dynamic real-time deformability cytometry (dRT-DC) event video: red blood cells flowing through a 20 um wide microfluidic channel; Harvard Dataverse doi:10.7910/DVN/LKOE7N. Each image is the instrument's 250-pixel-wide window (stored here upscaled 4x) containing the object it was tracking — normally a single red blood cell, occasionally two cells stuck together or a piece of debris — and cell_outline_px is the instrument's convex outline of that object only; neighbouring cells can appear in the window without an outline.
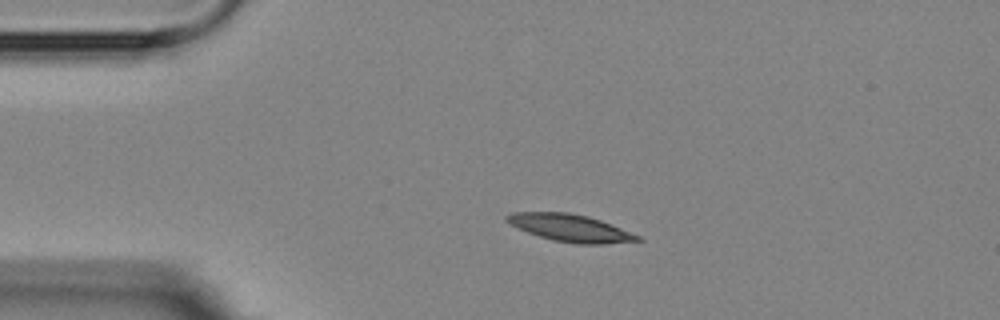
{"species": "Egyptian fruit bat (a non-hibernating species)", "species_latin": "Rousettus aegyptiacus", "temperature_condition": "room temperature", "stored_images_in_passage": 4, "camera_frame_rate_fps": 3000, "um_per_image_px": 0.085, "animal": {"sex": "female"}, "frame": {"image": 1, "passage_image": 3, "time_ms": 2.333, "image_size_px": [1000, 320], "cell_outline_px": [[644, 240], [604, 244], [580, 244], [552, 240], [528, 232], [504, 220], [504, 216], [512, 212], [568, 212], [588, 216], [600, 220], [640, 236]], "centroid_in_image_um": [48.47, 19.37], "position_along_channel_um": 36.5, "area_um2": 20.58}}